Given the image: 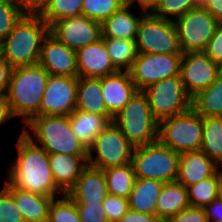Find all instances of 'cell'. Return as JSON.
I'll use <instances>...</instances> for the list:
<instances>
[{
  "label": "cell",
  "mask_w": 222,
  "mask_h": 222,
  "mask_svg": "<svg viewBox=\"0 0 222 222\" xmlns=\"http://www.w3.org/2000/svg\"><path fill=\"white\" fill-rule=\"evenodd\" d=\"M16 148L18 157L7 171V181L10 184L24 191L54 198L60 197V193L65 194L54 181L47 151L35 144L23 131Z\"/></svg>",
  "instance_id": "cell-1"
},
{
  "label": "cell",
  "mask_w": 222,
  "mask_h": 222,
  "mask_svg": "<svg viewBox=\"0 0 222 222\" xmlns=\"http://www.w3.org/2000/svg\"><path fill=\"white\" fill-rule=\"evenodd\" d=\"M48 33L49 26L39 14H23L0 43V56L13 68L38 64Z\"/></svg>",
  "instance_id": "cell-2"
},
{
  "label": "cell",
  "mask_w": 222,
  "mask_h": 222,
  "mask_svg": "<svg viewBox=\"0 0 222 222\" xmlns=\"http://www.w3.org/2000/svg\"><path fill=\"white\" fill-rule=\"evenodd\" d=\"M50 74L39 63L15 67L7 91L11 112L24 126L39 111Z\"/></svg>",
  "instance_id": "cell-3"
},
{
  "label": "cell",
  "mask_w": 222,
  "mask_h": 222,
  "mask_svg": "<svg viewBox=\"0 0 222 222\" xmlns=\"http://www.w3.org/2000/svg\"><path fill=\"white\" fill-rule=\"evenodd\" d=\"M24 127L23 133L49 154L88 156V149L73 133L69 115L35 116Z\"/></svg>",
  "instance_id": "cell-4"
},
{
  "label": "cell",
  "mask_w": 222,
  "mask_h": 222,
  "mask_svg": "<svg viewBox=\"0 0 222 222\" xmlns=\"http://www.w3.org/2000/svg\"><path fill=\"white\" fill-rule=\"evenodd\" d=\"M114 124L134 146H144L158 140L159 121L154 117L143 91H137L114 116Z\"/></svg>",
  "instance_id": "cell-5"
},
{
  "label": "cell",
  "mask_w": 222,
  "mask_h": 222,
  "mask_svg": "<svg viewBox=\"0 0 222 222\" xmlns=\"http://www.w3.org/2000/svg\"><path fill=\"white\" fill-rule=\"evenodd\" d=\"M202 138L203 117L192 108L159 121L158 141L179 154L200 150Z\"/></svg>",
  "instance_id": "cell-6"
},
{
  "label": "cell",
  "mask_w": 222,
  "mask_h": 222,
  "mask_svg": "<svg viewBox=\"0 0 222 222\" xmlns=\"http://www.w3.org/2000/svg\"><path fill=\"white\" fill-rule=\"evenodd\" d=\"M179 158V153L157 140L151 144L134 147L131 163L136 178L167 183L177 179Z\"/></svg>",
  "instance_id": "cell-7"
},
{
  "label": "cell",
  "mask_w": 222,
  "mask_h": 222,
  "mask_svg": "<svg viewBox=\"0 0 222 222\" xmlns=\"http://www.w3.org/2000/svg\"><path fill=\"white\" fill-rule=\"evenodd\" d=\"M135 42L138 53L182 54L174 22L153 13L142 15Z\"/></svg>",
  "instance_id": "cell-8"
},
{
  "label": "cell",
  "mask_w": 222,
  "mask_h": 222,
  "mask_svg": "<svg viewBox=\"0 0 222 222\" xmlns=\"http://www.w3.org/2000/svg\"><path fill=\"white\" fill-rule=\"evenodd\" d=\"M134 146L121 130L111 122L88 148V165L98 169L121 166L132 162ZM92 152L96 153L95 159Z\"/></svg>",
  "instance_id": "cell-9"
},
{
  "label": "cell",
  "mask_w": 222,
  "mask_h": 222,
  "mask_svg": "<svg viewBox=\"0 0 222 222\" xmlns=\"http://www.w3.org/2000/svg\"><path fill=\"white\" fill-rule=\"evenodd\" d=\"M154 117L160 121L191 109V97L187 94L180 75L162 79L143 90Z\"/></svg>",
  "instance_id": "cell-10"
},
{
  "label": "cell",
  "mask_w": 222,
  "mask_h": 222,
  "mask_svg": "<svg viewBox=\"0 0 222 222\" xmlns=\"http://www.w3.org/2000/svg\"><path fill=\"white\" fill-rule=\"evenodd\" d=\"M182 53L204 52L219 21L202 6L173 20Z\"/></svg>",
  "instance_id": "cell-11"
},
{
  "label": "cell",
  "mask_w": 222,
  "mask_h": 222,
  "mask_svg": "<svg viewBox=\"0 0 222 222\" xmlns=\"http://www.w3.org/2000/svg\"><path fill=\"white\" fill-rule=\"evenodd\" d=\"M182 54L138 53L130 69L132 81L143 91L162 79L179 75Z\"/></svg>",
  "instance_id": "cell-12"
},
{
  "label": "cell",
  "mask_w": 222,
  "mask_h": 222,
  "mask_svg": "<svg viewBox=\"0 0 222 222\" xmlns=\"http://www.w3.org/2000/svg\"><path fill=\"white\" fill-rule=\"evenodd\" d=\"M221 72L222 68L204 52L182 53L179 75L191 98L208 88Z\"/></svg>",
  "instance_id": "cell-13"
},
{
  "label": "cell",
  "mask_w": 222,
  "mask_h": 222,
  "mask_svg": "<svg viewBox=\"0 0 222 222\" xmlns=\"http://www.w3.org/2000/svg\"><path fill=\"white\" fill-rule=\"evenodd\" d=\"M49 33L75 51L102 38L101 23L84 15L55 21Z\"/></svg>",
  "instance_id": "cell-14"
},
{
  "label": "cell",
  "mask_w": 222,
  "mask_h": 222,
  "mask_svg": "<svg viewBox=\"0 0 222 222\" xmlns=\"http://www.w3.org/2000/svg\"><path fill=\"white\" fill-rule=\"evenodd\" d=\"M78 77L50 75L37 112L41 115H70L76 109Z\"/></svg>",
  "instance_id": "cell-15"
},
{
  "label": "cell",
  "mask_w": 222,
  "mask_h": 222,
  "mask_svg": "<svg viewBox=\"0 0 222 222\" xmlns=\"http://www.w3.org/2000/svg\"><path fill=\"white\" fill-rule=\"evenodd\" d=\"M39 64L50 75L78 77L76 51L59 42L50 33L43 39Z\"/></svg>",
  "instance_id": "cell-16"
},
{
  "label": "cell",
  "mask_w": 222,
  "mask_h": 222,
  "mask_svg": "<svg viewBox=\"0 0 222 222\" xmlns=\"http://www.w3.org/2000/svg\"><path fill=\"white\" fill-rule=\"evenodd\" d=\"M76 56L78 77L102 78L118 71L113 66L103 38L78 49Z\"/></svg>",
  "instance_id": "cell-17"
},
{
  "label": "cell",
  "mask_w": 222,
  "mask_h": 222,
  "mask_svg": "<svg viewBox=\"0 0 222 222\" xmlns=\"http://www.w3.org/2000/svg\"><path fill=\"white\" fill-rule=\"evenodd\" d=\"M108 194L106 178L102 169L87 165L67 195L76 204L103 203Z\"/></svg>",
  "instance_id": "cell-18"
},
{
  "label": "cell",
  "mask_w": 222,
  "mask_h": 222,
  "mask_svg": "<svg viewBox=\"0 0 222 222\" xmlns=\"http://www.w3.org/2000/svg\"><path fill=\"white\" fill-rule=\"evenodd\" d=\"M102 97L114 117L138 91L129 71H117L101 78Z\"/></svg>",
  "instance_id": "cell-19"
},
{
  "label": "cell",
  "mask_w": 222,
  "mask_h": 222,
  "mask_svg": "<svg viewBox=\"0 0 222 222\" xmlns=\"http://www.w3.org/2000/svg\"><path fill=\"white\" fill-rule=\"evenodd\" d=\"M211 176H219L218 164L202 150L180 153L176 180L185 187Z\"/></svg>",
  "instance_id": "cell-20"
},
{
  "label": "cell",
  "mask_w": 222,
  "mask_h": 222,
  "mask_svg": "<svg viewBox=\"0 0 222 222\" xmlns=\"http://www.w3.org/2000/svg\"><path fill=\"white\" fill-rule=\"evenodd\" d=\"M49 165L56 185L67 194L88 165V156L49 154Z\"/></svg>",
  "instance_id": "cell-21"
},
{
  "label": "cell",
  "mask_w": 222,
  "mask_h": 222,
  "mask_svg": "<svg viewBox=\"0 0 222 222\" xmlns=\"http://www.w3.org/2000/svg\"><path fill=\"white\" fill-rule=\"evenodd\" d=\"M4 186L14 197L23 220L29 222H48L49 208L54 197L21 190L7 180Z\"/></svg>",
  "instance_id": "cell-22"
},
{
  "label": "cell",
  "mask_w": 222,
  "mask_h": 222,
  "mask_svg": "<svg viewBox=\"0 0 222 222\" xmlns=\"http://www.w3.org/2000/svg\"><path fill=\"white\" fill-rule=\"evenodd\" d=\"M131 7L132 4L127 2L101 24L102 38L136 39L138 24L144 12L141 11L137 16L131 12Z\"/></svg>",
  "instance_id": "cell-23"
},
{
  "label": "cell",
  "mask_w": 222,
  "mask_h": 222,
  "mask_svg": "<svg viewBox=\"0 0 222 222\" xmlns=\"http://www.w3.org/2000/svg\"><path fill=\"white\" fill-rule=\"evenodd\" d=\"M76 110L113 117L102 97L101 78L78 77Z\"/></svg>",
  "instance_id": "cell-24"
},
{
  "label": "cell",
  "mask_w": 222,
  "mask_h": 222,
  "mask_svg": "<svg viewBox=\"0 0 222 222\" xmlns=\"http://www.w3.org/2000/svg\"><path fill=\"white\" fill-rule=\"evenodd\" d=\"M187 187L179 181L164 183L157 199L155 215L165 222L171 216L190 207Z\"/></svg>",
  "instance_id": "cell-25"
},
{
  "label": "cell",
  "mask_w": 222,
  "mask_h": 222,
  "mask_svg": "<svg viewBox=\"0 0 222 222\" xmlns=\"http://www.w3.org/2000/svg\"><path fill=\"white\" fill-rule=\"evenodd\" d=\"M113 119L114 117H104L76 109L69 115L73 133L87 149L92 145L96 136L113 122Z\"/></svg>",
  "instance_id": "cell-26"
},
{
  "label": "cell",
  "mask_w": 222,
  "mask_h": 222,
  "mask_svg": "<svg viewBox=\"0 0 222 222\" xmlns=\"http://www.w3.org/2000/svg\"><path fill=\"white\" fill-rule=\"evenodd\" d=\"M164 183L159 180L136 178L128 198L129 208L138 212L155 215L157 199Z\"/></svg>",
  "instance_id": "cell-27"
},
{
  "label": "cell",
  "mask_w": 222,
  "mask_h": 222,
  "mask_svg": "<svg viewBox=\"0 0 222 222\" xmlns=\"http://www.w3.org/2000/svg\"><path fill=\"white\" fill-rule=\"evenodd\" d=\"M191 108L202 117H222V72L208 88L192 97Z\"/></svg>",
  "instance_id": "cell-28"
},
{
  "label": "cell",
  "mask_w": 222,
  "mask_h": 222,
  "mask_svg": "<svg viewBox=\"0 0 222 222\" xmlns=\"http://www.w3.org/2000/svg\"><path fill=\"white\" fill-rule=\"evenodd\" d=\"M103 172L108 193L128 199L136 180L132 163L109 167Z\"/></svg>",
  "instance_id": "cell-29"
},
{
  "label": "cell",
  "mask_w": 222,
  "mask_h": 222,
  "mask_svg": "<svg viewBox=\"0 0 222 222\" xmlns=\"http://www.w3.org/2000/svg\"><path fill=\"white\" fill-rule=\"evenodd\" d=\"M113 66L118 71H130L138 55L135 40L122 38H103ZM124 69V70H123Z\"/></svg>",
  "instance_id": "cell-30"
},
{
  "label": "cell",
  "mask_w": 222,
  "mask_h": 222,
  "mask_svg": "<svg viewBox=\"0 0 222 222\" xmlns=\"http://www.w3.org/2000/svg\"><path fill=\"white\" fill-rule=\"evenodd\" d=\"M202 150L211 160L222 161V117H203Z\"/></svg>",
  "instance_id": "cell-31"
},
{
  "label": "cell",
  "mask_w": 222,
  "mask_h": 222,
  "mask_svg": "<svg viewBox=\"0 0 222 222\" xmlns=\"http://www.w3.org/2000/svg\"><path fill=\"white\" fill-rule=\"evenodd\" d=\"M220 186V176H211L187 186L190 205L204 207L210 204L213 200L219 198Z\"/></svg>",
  "instance_id": "cell-32"
},
{
  "label": "cell",
  "mask_w": 222,
  "mask_h": 222,
  "mask_svg": "<svg viewBox=\"0 0 222 222\" xmlns=\"http://www.w3.org/2000/svg\"><path fill=\"white\" fill-rule=\"evenodd\" d=\"M83 0H49L39 14L50 27L55 21L82 15Z\"/></svg>",
  "instance_id": "cell-33"
},
{
  "label": "cell",
  "mask_w": 222,
  "mask_h": 222,
  "mask_svg": "<svg viewBox=\"0 0 222 222\" xmlns=\"http://www.w3.org/2000/svg\"><path fill=\"white\" fill-rule=\"evenodd\" d=\"M126 3L125 0H83L82 15L102 24Z\"/></svg>",
  "instance_id": "cell-34"
},
{
  "label": "cell",
  "mask_w": 222,
  "mask_h": 222,
  "mask_svg": "<svg viewBox=\"0 0 222 222\" xmlns=\"http://www.w3.org/2000/svg\"><path fill=\"white\" fill-rule=\"evenodd\" d=\"M61 196L51 202L48 222H81L76 203L67 194Z\"/></svg>",
  "instance_id": "cell-35"
},
{
  "label": "cell",
  "mask_w": 222,
  "mask_h": 222,
  "mask_svg": "<svg viewBox=\"0 0 222 222\" xmlns=\"http://www.w3.org/2000/svg\"><path fill=\"white\" fill-rule=\"evenodd\" d=\"M199 6L201 4L198 0H161L153 14L165 20L173 21L172 19L176 20L189 10Z\"/></svg>",
  "instance_id": "cell-36"
},
{
  "label": "cell",
  "mask_w": 222,
  "mask_h": 222,
  "mask_svg": "<svg viewBox=\"0 0 222 222\" xmlns=\"http://www.w3.org/2000/svg\"><path fill=\"white\" fill-rule=\"evenodd\" d=\"M23 14L16 3L0 0V43L12 31L14 25Z\"/></svg>",
  "instance_id": "cell-37"
},
{
  "label": "cell",
  "mask_w": 222,
  "mask_h": 222,
  "mask_svg": "<svg viewBox=\"0 0 222 222\" xmlns=\"http://www.w3.org/2000/svg\"><path fill=\"white\" fill-rule=\"evenodd\" d=\"M22 213L16 205L14 197L4 186L0 191V222H21Z\"/></svg>",
  "instance_id": "cell-38"
},
{
  "label": "cell",
  "mask_w": 222,
  "mask_h": 222,
  "mask_svg": "<svg viewBox=\"0 0 222 222\" xmlns=\"http://www.w3.org/2000/svg\"><path fill=\"white\" fill-rule=\"evenodd\" d=\"M108 222H118L128 211V199L108 193L103 201Z\"/></svg>",
  "instance_id": "cell-39"
},
{
  "label": "cell",
  "mask_w": 222,
  "mask_h": 222,
  "mask_svg": "<svg viewBox=\"0 0 222 222\" xmlns=\"http://www.w3.org/2000/svg\"><path fill=\"white\" fill-rule=\"evenodd\" d=\"M81 222H108L103 203L76 204Z\"/></svg>",
  "instance_id": "cell-40"
},
{
  "label": "cell",
  "mask_w": 222,
  "mask_h": 222,
  "mask_svg": "<svg viewBox=\"0 0 222 222\" xmlns=\"http://www.w3.org/2000/svg\"><path fill=\"white\" fill-rule=\"evenodd\" d=\"M204 53L222 68V21L217 24L214 35L207 43Z\"/></svg>",
  "instance_id": "cell-41"
},
{
  "label": "cell",
  "mask_w": 222,
  "mask_h": 222,
  "mask_svg": "<svg viewBox=\"0 0 222 222\" xmlns=\"http://www.w3.org/2000/svg\"><path fill=\"white\" fill-rule=\"evenodd\" d=\"M165 222H208L203 207L190 206L171 216Z\"/></svg>",
  "instance_id": "cell-42"
},
{
  "label": "cell",
  "mask_w": 222,
  "mask_h": 222,
  "mask_svg": "<svg viewBox=\"0 0 222 222\" xmlns=\"http://www.w3.org/2000/svg\"><path fill=\"white\" fill-rule=\"evenodd\" d=\"M49 0H16L17 6L24 14H40Z\"/></svg>",
  "instance_id": "cell-43"
},
{
  "label": "cell",
  "mask_w": 222,
  "mask_h": 222,
  "mask_svg": "<svg viewBox=\"0 0 222 222\" xmlns=\"http://www.w3.org/2000/svg\"><path fill=\"white\" fill-rule=\"evenodd\" d=\"M118 222H163L154 214H147L128 209L126 214Z\"/></svg>",
  "instance_id": "cell-44"
},
{
  "label": "cell",
  "mask_w": 222,
  "mask_h": 222,
  "mask_svg": "<svg viewBox=\"0 0 222 222\" xmlns=\"http://www.w3.org/2000/svg\"><path fill=\"white\" fill-rule=\"evenodd\" d=\"M13 67L0 56V94H7Z\"/></svg>",
  "instance_id": "cell-45"
},
{
  "label": "cell",
  "mask_w": 222,
  "mask_h": 222,
  "mask_svg": "<svg viewBox=\"0 0 222 222\" xmlns=\"http://www.w3.org/2000/svg\"><path fill=\"white\" fill-rule=\"evenodd\" d=\"M208 221H222V199L219 197L203 207Z\"/></svg>",
  "instance_id": "cell-46"
},
{
  "label": "cell",
  "mask_w": 222,
  "mask_h": 222,
  "mask_svg": "<svg viewBox=\"0 0 222 222\" xmlns=\"http://www.w3.org/2000/svg\"><path fill=\"white\" fill-rule=\"evenodd\" d=\"M201 6L219 22L222 21V0H204Z\"/></svg>",
  "instance_id": "cell-47"
},
{
  "label": "cell",
  "mask_w": 222,
  "mask_h": 222,
  "mask_svg": "<svg viewBox=\"0 0 222 222\" xmlns=\"http://www.w3.org/2000/svg\"><path fill=\"white\" fill-rule=\"evenodd\" d=\"M12 118L14 116L9 106L7 94H0V126Z\"/></svg>",
  "instance_id": "cell-48"
},
{
  "label": "cell",
  "mask_w": 222,
  "mask_h": 222,
  "mask_svg": "<svg viewBox=\"0 0 222 222\" xmlns=\"http://www.w3.org/2000/svg\"><path fill=\"white\" fill-rule=\"evenodd\" d=\"M132 6L137 2L144 13H153L159 6L161 0H129Z\"/></svg>",
  "instance_id": "cell-49"
},
{
  "label": "cell",
  "mask_w": 222,
  "mask_h": 222,
  "mask_svg": "<svg viewBox=\"0 0 222 222\" xmlns=\"http://www.w3.org/2000/svg\"><path fill=\"white\" fill-rule=\"evenodd\" d=\"M218 173H219L221 184H222V161L218 164Z\"/></svg>",
  "instance_id": "cell-50"
},
{
  "label": "cell",
  "mask_w": 222,
  "mask_h": 222,
  "mask_svg": "<svg viewBox=\"0 0 222 222\" xmlns=\"http://www.w3.org/2000/svg\"><path fill=\"white\" fill-rule=\"evenodd\" d=\"M219 197L222 199V184L220 186V193H219Z\"/></svg>",
  "instance_id": "cell-51"
}]
</instances>
